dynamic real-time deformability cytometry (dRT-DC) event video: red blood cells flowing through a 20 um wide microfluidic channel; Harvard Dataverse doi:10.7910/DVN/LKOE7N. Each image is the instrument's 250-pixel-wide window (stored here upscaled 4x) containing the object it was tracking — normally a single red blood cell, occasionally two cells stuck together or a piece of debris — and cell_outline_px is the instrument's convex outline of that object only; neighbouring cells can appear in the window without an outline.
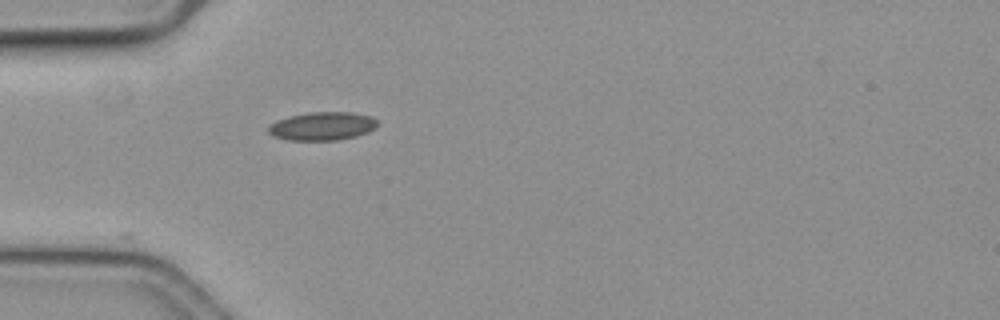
{"species": "common noctule bat (a hibernating species)", "species_latin": "Nyctalus noctula", "temperature_condition": "cold", "stored_images_in_passage": 10, "camera_frame_rate_fps": 3000, "um_per_image_px": 0.085, "animal": {"sex": "female", "body_mass_g": 19.3, "forearm_length_mm": 54.1}, "frame": {"image": 1, "passage_image": 1, "time_ms": 0.0, "image_size_px": [1000, 320], "cell_outline_px": [[376, 124], [368, 132], [356, 136], [336, 140], [288, 140], [272, 136], [268, 132], [268, 124], [276, 120], [288, 116], [308, 112], [352, 112], [372, 116], [376, 120]], "centroid_in_image_um": [27.33, 10.71], "position_along_channel_um": 57.7, "area_um2": 18.09}}
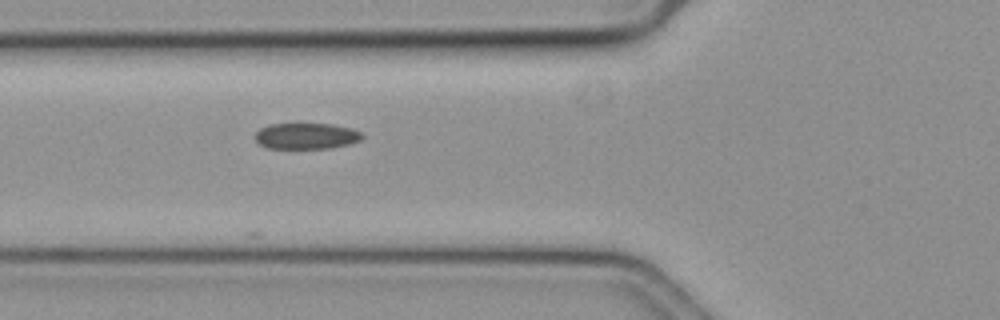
{"frame": {"image": 2, "passage_image": 5, "time_ms": 1.333, "image_size_px": [1000, 320], "cell_outline_px": [[364, 136], [360, 140], [348, 144], [332, 148], [268, 148], [260, 144], [256, 140], [256, 132], [260, 128], [268, 124], [296, 120], [332, 124], [352, 128], [360, 132]], "centroid_in_image_um": [26.01, 11.49], "position_along_channel_um": 99.8, "area_um2": 17.11}}
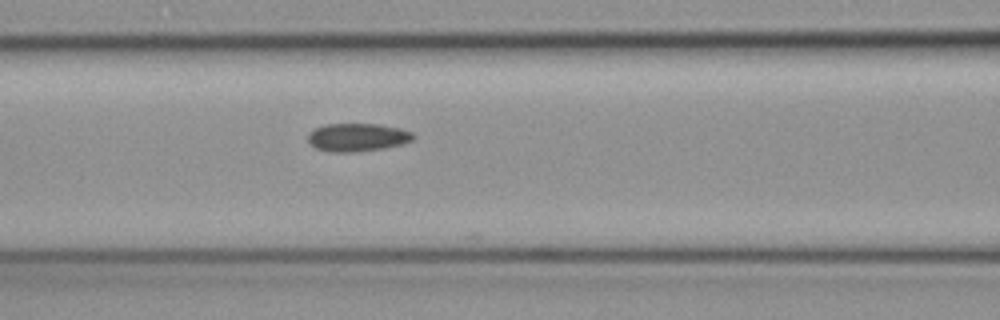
{"frame": {"image": 3, "passage_image": 8, "time_ms": 2.333, "image_size_px": [1000, 320], "cell_outline_px": [[416, 136], [412, 140], [400, 144], [384, 148], [352, 152], [332, 152], [316, 148], [308, 140], [308, 132], [324, 124], [376, 124], [400, 128], [412, 132]], "centroid_in_image_um": [30.37, 11.66], "position_along_channel_um": 136.2, "area_um2": 17.11}}